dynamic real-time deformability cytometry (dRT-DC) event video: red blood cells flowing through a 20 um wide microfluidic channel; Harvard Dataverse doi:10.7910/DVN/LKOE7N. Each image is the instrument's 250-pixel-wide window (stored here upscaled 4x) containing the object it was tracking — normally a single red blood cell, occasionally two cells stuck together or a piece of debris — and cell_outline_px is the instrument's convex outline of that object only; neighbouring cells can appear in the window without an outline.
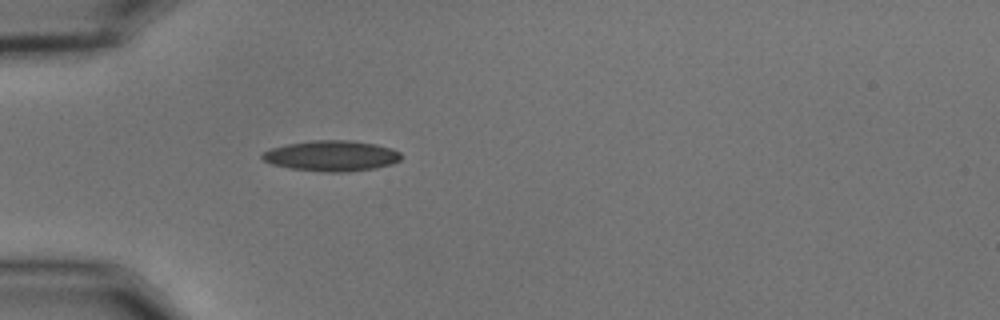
{"species": "common noctule bat (a hibernating species)", "species_latin": "Nyctalus noctula", "temperature_condition": "cold", "stored_images_in_passage": 20, "camera_frame_rate_fps": 3000, "um_per_image_px": 0.085, "animal": {"sex": "male", "body_mass_g": 15.6}, "frame": {"image": 1, "passage_image": 1, "time_ms": 0.0, "image_size_px": [1000, 320], "cell_outline_px": [[400, 160], [392, 164], [376, 168], [348, 172], [320, 172], [288, 168], [272, 164], [264, 160], [260, 156], [264, 152], [272, 148], [288, 144], [312, 140], [352, 140], [376, 144], [392, 148], [400, 152]], "centroid_in_image_um": [28.2, 13.25], "position_along_channel_um": 56.8, "area_um2": 24.91}}
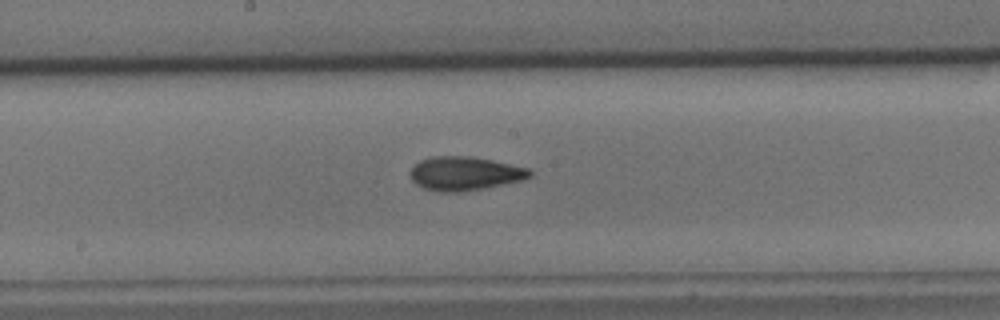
{"frame": {"image": 2, "passage_image": 14, "time_ms": 4.333, "image_size_px": [1000, 320], "cell_outline_px": [[532, 176], [524, 180], [480, 188], [456, 192], [444, 192], [424, 188], [416, 184], [412, 180], [412, 168], [420, 160], [432, 156], [468, 156], [492, 160], [528, 168], [532, 172]], "centroid_in_image_um": [39.52, 14.73], "position_along_channel_um": 208.7, "area_um2": 23.12}}
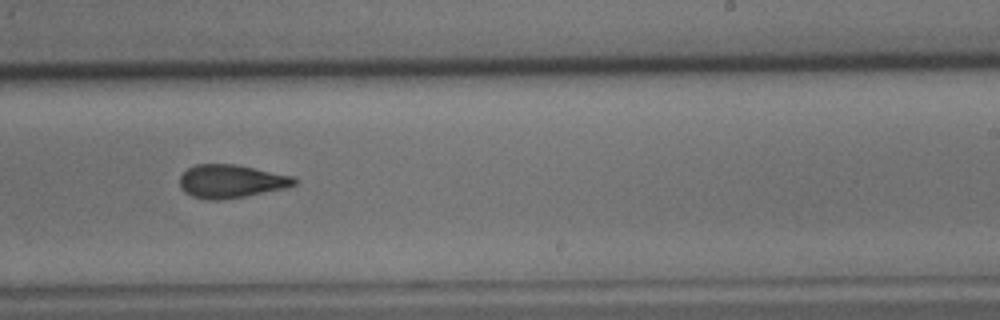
{"frame": {"image": 3, "passage_image": 19, "time_ms": 6.0, "image_size_px": [1000, 320], "cell_outline_px": [[296, 184], [284, 188], [244, 196], [216, 200], [208, 200], [192, 196], [184, 192], [180, 188], [180, 176], [188, 168], [196, 164], [236, 164], [292, 176], [296, 180]], "centroid_in_image_um": [19.59, 15.4], "position_along_channel_um": 269.4, "area_um2": 21.96}}